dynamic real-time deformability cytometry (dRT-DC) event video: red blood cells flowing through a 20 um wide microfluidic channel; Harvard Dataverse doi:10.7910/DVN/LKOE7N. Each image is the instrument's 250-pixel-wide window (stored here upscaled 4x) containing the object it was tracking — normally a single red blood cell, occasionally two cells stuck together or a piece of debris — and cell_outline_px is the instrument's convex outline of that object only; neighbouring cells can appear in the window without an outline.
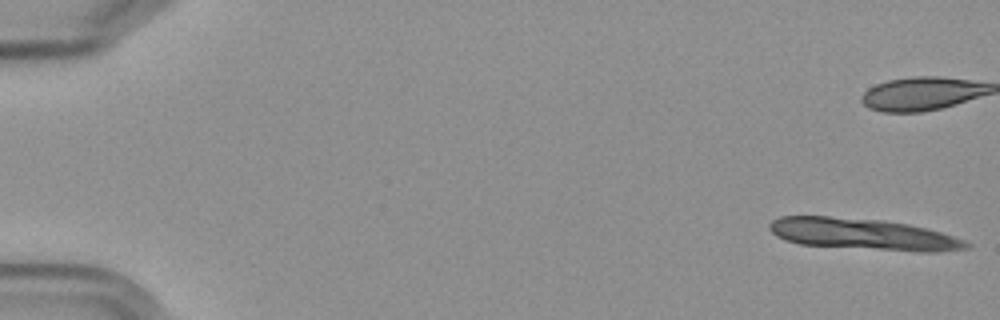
{"species": "Egyptian fruit bat (a non-hibernating species)", "species_latin": "Rousettus aegyptiacus", "temperature_condition": "cold", "stored_images_in_passage": 15, "camera_frame_rate_fps": 3000, "um_per_image_px": 0.085, "frame": {"image": 1, "passage_image": 1, "time_ms": 0.0, "image_size_px": [1000, 320], "cell_outline_px": [[972, 244], [968, 248], [936, 252], [920, 252], [800, 244], [784, 240], [776, 236], [768, 228], [768, 224], [772, 220], [780, 216], [828, 216], [884, 220], [908, 224], [928, 228], [964, 240]], "centroid_in_image_um": [73.35, 19.9], "position_along_channel_um": 11.7, "area_um2": 36.07}}